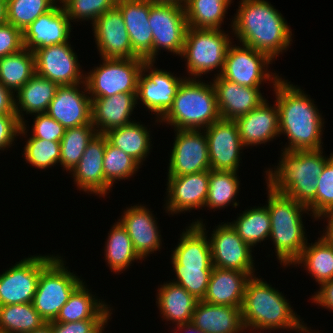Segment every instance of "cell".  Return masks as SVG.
I'll return each instance as SVG.
<instances>
[{
    "label": "cell",
    "instance_id": "23",
    "mask_svg": "<svg viewBox=\"0 0 333 333\" xmlns=\"http://www.w3.org/2000/svg\"><path fill=\"white\" fill-rule=\"evenodd\" d=\"M154 216L149 208L138 204L127 207L118 220L131 238L134 250L143 260L162 246L158 222Z\"/></svg>",
    "mask_w": 333,
    "mask_h": 333
},
{
    "label": "cell",
    "instance_id": "30",
    "mask_svg": "<svg viewBox=\"0 0 333 333\" xmlns=\"http://www.w3.org/2000/svg\"><path fill=\"white\" fill-rule=\"evenodd\" d=\"M251 276L247 273L213 267L203 301L215 305L242 307L245 288Z\"/></svg>",
    "mask_w": 333,
    "mask_h": 333
},
{
    "label": "cell",
    "instance_id": "44",
    "mask_svg": "<svg viewBox=\"0 0 333 333\" xmlns=\"http://www.w3.org/2000/svg\"><path fill=\"white\" fill-rule=\"evenodd\" d=\"M56 1V2H55ZM59 0H7L8 23L22 32Z\"/></svg>",
    "mask_w": 333,
    "mask_h": 333
},
{
    "label": "cell",
    "instance_id": "47",
    "mask_svg": "<svg viewBox=\"0 0 333 333\" xmlns=\"http://www.w3.org/2000/svg\"><path fill=\"white\" fill-rule=\"evenodd\" d=\"M59 2L71 22L91 20L92 24L107 10L115 7L117 0H60Z\"/></svg>",
    "mask_w": 333,
    "mask_h": 333
},
{
    "label": "cell",
    "instance_id": "34",
    "mask_svg": "<svg viewBox=\"0 0 333 333\" xmlns=\"http://www.w3.org/2000/svg\"><path fill=\"white\" fill-rule=\"evenodd\" d=\"M304 265L305 270L319 286L333 279V238L322 234L317 242L306 244L294 266Z\"/></svg>",
    "mask_w": 333,
    "mask_h": 333
},
{
    "label": "cell",
    "instance_id": "13",
    "mask_svg": "<svg viewBox=\"0 0 333 333\" xmlns=\"http://www.w3.org/2000/svg\"><path fill=\"white\" fill-rule=\"evenodd\" d=\"M155 62L145 61L139 76L136 98L147 110L154 113L157 124L172 106L176 92L185 79L154 66ZM148 73V74H146ZM159 119V120H158Z\"/></svg>",
    "mask_w": 333,
    "mask_h": 333
},
{
    "label": "cell",
    "instance_id": "36",
    "mask_svg": "<svg viewBox=\"0 0 333 333\" xmlns=\"http://www.w3.org/2000/svg\"><path fill=\"white\" fill-rule=\"evenodd\" d=\"M36 73L35 58L25 47L0 58V83L14 94Z\"/></svg>",
    "mask_w": 333,
    "mask_h": 333
},
{
    "label": "cell",
    "instance_id": "21",
    "mask_svg": "<svg viewBox=\"0 0 333 333\" xmlns=\"http://www.w3.org/2000/svg\"><path fill=\"white\" fill-rule=\"evenodd\" d=\"M106 139L104 134L97 133L87 145L78 164L71 170L79 191L105 197L112 188L106 181L103 170Z\"/></svg>",
    "mask_w": 333,
    "mask_h": 333
},
{
    "label": "cell",
    "instance_id": "51",
    "mask_svg": "<svg viewBox=\"0 0 333 333\" xmlns=\"http://www.w3.org/2000/svg\"><path fill=\"white\" fill-rule=\"evenodd\" d=\"M22 123L16 114H0V150L10 148L20 135Z\"/></svg>",
    "mask_w": 333,
    "mask_h": 333
},
{
    "label": "cell",
    "instance_id": "18",
    "mask_svg": "<svg viewBox=\"0 0 333 333\" xmlns=\"http://www.w3.org/2000/svg\"><path fill=\"white\" fill-rule=\"evenodd\" d=\"M92 24L100 58L131 59L138 57L132 51L124 18L117 6L107 10Z\"/></svg>",
    "mask_w": 333,
    "mask_h": 333
},
{
    "label": "cell",
    "instance_id": "10",
    "mask_svg": "<svg viewBox=\"0 0 333 333\" xmlns=\"http://www.w3.org/2000/svg\"><path fill=\"white\" fill-rule=\"evenodd\" d=\"M241 45L230 44L219 76L245 87L261 88L266 81L274 86L282 77L268 70L273 60L263 52Z\"/></svg>",
    "mask_w": 333,
    "mask_h": 333
},
{
    "label": "cell",
    "instance_id": "62",
    "mask_svg": "<svg viewBox=\"0 0 333 333\" xmlns=\"http://www.w3.org/2000/svg\"><path fill=\"white\" fill-rule=\"evenodd\" d=\"M309 328L305 325V323L297 330L301 333H310V331L308 330ZM313 333V332H311ZM318 333V332H317Z\"/></svg>",
    "mask_w": 333,
    "mask_h": 333
},
{
    "label": "cell",
    "instance_id": "15",
    "mask_svg": "<svg viewBox=\"0 0 333 333\" xmlns=\"http://www.w3.org/2000/svg\"><path fill=\"white\" fill-rule=\"evenodd\" d=\"M72 48L69 41L34 50L36 74L58 86L84 83L85 73Z\"/></svg>",
    "mask_w": 333,
    "mask_h": 333
},
{
    "label": "cell",
    "instance_id": "42",
    "mask_svg": "<svg viewBox=\"0 0 333 333\" xmlns=\"http://www.w3.org/2000/svg\"><path fill=\"white\" fill-rule=\"evenodd\" d=\"M97 134L93 124H86L78 127L68 128L60 141V165L63 169L71 170L80 161L84 150L90 141Z\"/></svg>",
    "mask_w": 333,
    "mask_h": 333
},
{
    "label": "cell",
    "instance_id": "54",
    "mask_svg": "<svg viewBox=\"0 0 333 333\" xmlns=\"http://www.w3.org/2000/svg\"><path fill=\"white\" fill-rule=\"evenodd\" d=\"M0 114H16L15 95L0 83Z\"/></svg>",
    "mask_w": 333,
    "mask_h": 333
},
{
    "label": "cell",
    "instance_id": "52",
    "mask_svg": "<svg viewBox=\"0 0 333 333\" xmlns=\"http://www.w3.org/2000/svg\"><path fill=\"white\" fill-rule=\"evenodd\" d=\"M100 320H81L74 322H48L53 333H87L89 332Z\"/></svg>",
    "mask_w": 333,
    "mask_h": 333
},
{
    "label": "cell",
    "instance_id": "9",
    "mask_svg": "<svg viewBox=\"0 0 333 333\" xmlns=\"http://www.w3.org/2000/svg\"><path fill=\"white\" fill-rule=\"evenodd\" d=\"M101 60L102 64L85 73V84L91 99L110 97L119 93H137L138 80L145 59L136 57L101 58Z\"/></svg>",
    "mask_w": 333,
    "mask_h": 333
},
{
    "label": "cell",
    "instance_id": "1",
    "mask_svg": "<svg viewBox=\"0 0 333 333\" xmlns=\"http://www.w3.org/2000/svg\"><path fill=\"white\" fill-rule=\"evenodd\" d=\"M281 78L274 86L276 105L279 110L280 135L285 134L286 151L320 150L324 120L314 100L297 85Z\"/></svg>",
    "mask_w": 333,
    "mask_h": 333
},
{
    "label": "cell",
    "instance_id": "45",
    "mask_svg": "<svg viewBox=\"0 0 333 333\" xmlns=\"http://www.w3.org/2000/svg\"><path fill=\"white\" fill-rule=\"evenodd\" d=\"M171 263L176 274L172 282L185 288L196 299L203 300L213 267H185L172 257Z\"/></svg>",
    "mask_w": 333,
    "mask_h": 333
},
{
    "label": "cell",
    "instance_id": "17",
    "mask_svg": "<svg viewBox=\"0 0 333 333\" xmlns=\"http://www.w3.org/2000/svg\"><path fill=\"white\" fill-rule=\"evenodd\" d=\"M212 170L238 172L241 151L245 147L234 120L220 119L204 129ZM241 158V159H240Z\"/></svg>",
    "mask_w": 333,
    "mask_h": 333
},
{
    "label": "cell",
    "instance_id": "29",
    "mask_svg": "<svg viewBox=\"0 0 333 333\" xmlns=\"http://www.w3.org/2000/svg\"><path fill=\"white\" fill-rule=\"evenodd\" d=\"M202 220L193 221L180 235V242L172 250V258L185 267H214L208 231Z\"/></svg>",
    "mask_w": 333,
    "mask_h": 333
},
{
    "label": "cell",
    "instance_id": "24",
    "mask_svg": "<svg viewBox=\"0 0 333 333\" xmlns=\"http://www.w3.org/2000/svg\"><path fill=\"white\" fill-rule=\"evenodd\" d=\"M130 37L132 51L140 58L153 62V32L149 25V0H117Z\"/></svg>",
    "mask_w": 333,
    "mask_h": 333
},
{
    "label": "cell",
    "instance_id": "46",
    "mask_svg": "<svg viewBox=\"0 0 333 333\" xmlns=\"http://www.w3.org/2000/svg\"><path fill=\"white\" fill-rule=\"evenodd\" d=\"M60 142L40 138H27L23 156L36 169L45 170L60 162Z\"/></svg>",
    "mask_w": 333,
    "mask_h": 333
},
{
    "label": "cell",
    "instance_id": "49",
    "mask_svg": "<svg viewBox=\"0 0 333 333\" xmlns=\"http://www.w3.org/2000/svg\"><path fill=\"white\" fill-rule=\"evenodd\" d=\"M31 136L29 138H40L47 141H61L65 128L50 117L47 113L34 114ZM33 134V135H32Z\"/></svg>",
    "mask_w": 333,
    "mask_h": 333
},
{
    "label": "cell",
    "instance_id": "32",
    "mask_svg": "<svg viewBox=\"0 0 333 333\" xmlns=\"http://www.w3.org/2000/svg\"><path fill=\"white\" fill-rule=\"evenodd\" d=\"M165 283L158 286L160 288L156 296L157 307L163 320L171 321L175 325L190 322L199 300L178 284L171 281Z\"/></svg>",
    "mask_w": 333,
    "mask_h": 333
},
{
    "label": "cell",
    "instance_id": "16",
    "mask_svg": "<svg viewBox=\"0 0 333 333\" xmlns=\"http://www.w3.org/2000/svg\"><path fill=\"white\" fill-rule=\"evenodd\" d=\"M223 223V224H222ZM213 229L209 237L212 265L223 269L236 270L255 276L252 248L245 243L227 222Z\"/></svg>",
    "mask_w": 333,
    "mask_h": 333
},
{
    "label": "cell",
    "instance_id": "28",
    "mask_svg": "<svg viewBox=\"0 0 333 333\" xmlns=\"http://www.w3.org/2000/svg\"><path fill=\"white\" fill-rule=\"evenodd\" d=\"M57 88L58 85L56 83L35 73L30 80L15 93V112L22 123L20 136L24 135L26 138L27 132L29 131L23 111L26 115L46 113Z\"/></svg>",
    "mask_w": 333,
    "mask_h": 333
},
{
    "label": "cell",
    "instance_id": "8",
    "mask_svg": "<svg viewBox=\"0 0 333 333\" xmlns=\"http://www.w3.org/2000/svg\"><path fill=\"white\" fill-rule=\"evenodd\" d=\"M64 263L63 257L56 255L40 273L32 304L46 323L56 319L72 292L83 282Z\"/></svg>",
    "mask_w": 333,
    "mask_h": 333
},
{
    "label": "cell",
    "instance_id": "39",
    "mask_svg": "<svg viewBox=\"0 0 333 333\" xmlns=\"http://www.w3.org/2000/svg\"><path fill=\"white\" fill-rule=\"evenodd\" d=\"M232 1L187 0L184 9L188 27L220 29Z\"/></svg>",
    "mask_w": 333,
    "mask_h": 333
},
{
    "label": "cell",
    "instance_id": "7",
    "mask_svg": "<svg viewBox=\"0 0 333 333\" xmlns=\"http://www.w3.org/2000/svg\"><path fill=\"white\" fill-rule=\"evenodd\" d=\"M230 34L221 29H196L188 27L181 58H185L187 73L191 78H198L205 74L222 72L228 47L232 43Z\"/></svg>",
    "mask_w": 333,
    "mask_h": 333
},
{
    "label": "cell",
    "instance_id": "22",
    "mask_svg": "<svg viewBox=\"0 0 333 333\" xmlns=\"http://www.w3.org/2000/svg\"><path fill=\"white\" fill-rule=\"evenodd\" d=\"M71 27V22L59 2L22 32L24 47L33 52L38 48L69 42Z\"/></svg>",
    "mask_w": 333,
    "mask_h": 333
},
{
    "label": "cell",
    "instance_id": "4",
    "mask_svg": "<svg viewBox=\"0 0 333 333\" xmlns=\"http://www.w3.org/2000/svg\"><path fill=\"white\" fill-rule=\"evenodd\" d=\"M260 277L246 285L241 307L244 330H297L304 324L286 297ZM249 328V329H248Z\"/></svg>",
    "mask_w": 333,
    "mask_h": 333
},
{
    "label": "cell",
    "instance_id": "43",
    "mask_svg": "<svg viewBox=\"0 0 333 333\" xmlns=\"http://www.w3.org/2000/svg\"><path fill=\"white\" fill-rule=\"evenodd\" d=\"M141 165L130 155L111 145L106 139L103 170L106 181L113 186L114 182L131 178Z\"/></svg>",
    "mask_w": 333,
    "mask_h": 333
},
{
    "label": "cell",
    "instance_id": "50",
    "mask_svg": "<svg viewBox=\"0 0 333 333\" xmlns=\"http://www.w3.org/2000/svg\"><path fill=\"white\" fill-rule=\"evenodd\" d=\"M24 48L22 31L12 24L0 26V58Z\"/></svg>",
    "mask_w": 333,
    "mask_h": 333
},
{
    "label": "cell",
    "instance_id": "14",
    "mask_svg": "<svg viewBox=\"0 0 333 333\" xmlns=\"http://www.w3.org/2000/svg\"><path fill=\"white\" fill-rule=\"evenodd\" d=\"M167 176H183L211 170L204 130H174Z\"/></svg>",
    "mask_w": 333,
    "mask_h": 333
},
{
    "label": "cell",
    "instance_id": "56",
    "mask_svg": "<svg viewBox=\"0 0 333 333\" xmlns=\"http://www.w3.org/2000/svg\"><path fill=\"white\" fill-rule=\"evenodd\" d=\"M176 326L173 327L174 330L178 328L180 332L182 331L181 329H183V331L185 330V333H205L204 331L200 330L197 326H195L191 321L183 324H178Z\"/></svg>",
    "mask_w": 333,
    "mask_h": 333
},
{
    "label": "cell",
    "instance_id": "53",
    "mask_svg": "<svg viewBox=\"0 0 333 333\" xmlns=\"http://www.w3.org/2000/svg\"><path fill=\"white\" fill-rule=\"evenodd\" d=\"M314 293L310 298L312 302L333 311V279L321 284Z\"/></svg>",
    "mask_w": 333,
    "mask_h": 333
},
{
    "label": "cell",
    "instance_id": "5",
    "mask_svg": "<svg viewBox=\"0 0 333 333\" xmlns=\"http://www.w3.org/2000/svg\"><path fill=\"white\" fill-rule=\"evenodd\" d=\"M266 188L268 189L266 207L271 221L269 239L273 241L280 264L288 267L301 256L308 244L302 218L303 213L310 215L309 209L293 198L275 192L268 185Z\"/></svg>",
    "mask_w": 333,
    "mask_h": 333
},
{
    "label": "cell",
    "instance_id": "27",
    "mask_svg": "<svg viewBox=\"0 0 333 333\" xmlns=\"http://www.w3.org/2000/svg\"><path fill=\"white\" fill-rule=\"evenodd\" d=\"M92 100V124L97 133L125 126L135 120L130 116L137 108L136 93H119L110 97L95 98ZM137 104V105H136Z\"/></svg>",
    "mask_w": 333,
    "mask_h": 333
},
{
    "label": "cell",
    "instance_id": "40",
    "mask_svg": "<svg viewBox=\"0 0 333 333\" xmlns=\"http://www.w3.org/2000/svg\"><path fill=\"white\" fill-rule=\"evenodd\" d=\"M237 177V172L235 171L211 169L205 207L220 210L232 204L233 207L237 208L239 202L235 198H237L240 189V181L238 180L239 177Z\"/></svg>",
    "mask_w": 333,
    "mask_h": 333
},
{
    "label": "cell",
    "instance_id": "19",
    "mask_svg": "<svg viewBox=\"0 0 333 333\" xmlns=\"http://www.w3.org/2000/svg\"><path fill=\"white\" fill-rule=\"evenodd\" d=\"M86 94L85 82L58 86L46 113L65 129L92 124V100Z\"/></svg>",
    "mask_w": 333,
    "mask_h": 333
},
{
    "label": "cell",
    "instance_id": "38",
    "mask_svg": "<svg viewBox=\"0 0 333 333\" xmlns=\"http://www.w3.org/2000/svg\"><path fill=\"white\" fill-rule=\"evenodd\" d=\"M228 223L251 248L269 239L271 221L266 205L247 209L236 220Z\"/></svg>",
    "mask_w": 333,
    "mask_h": 333
},
{
    "label": "cell",
    "instance_id": "26",
    "mask_svg": "<svg viewBox=\"0 0 333 333\" xmlns=\"http://www.w3.org/2000/svg\"><path fill=\"white\" fill-rule=\"evenodd\" d=\"M234 121L245 147L257 144L259 146L280 137L279 110L276 102L272 106L266 99L258 107Z\"/></svg>",
    "mask_w": 333,
    "mask_h": 333
},
{
    "label": "cell",
    "instance_id": "48",
    "mask_svg": "<svg viewBox=\"0 0 333 333\" xmlns=\"http://www.w3.org/2000/svg\"><path fill=\"white\" fill-rule=\"evenodd\" d=\"M317 181L316 220L333 208V157L325 164Z\"/></svg>",
    "mask_w": 333,
    "mask_h": 333
},
{
    "label": "cell",
    "instance_id": "58",
    "mask_svg": "<svg viewBox=\"0 0 333 333\" xmlns=\"http://www.w3.org/2000/svg\"><path fill=\"white\" fill-rule=\"evenodd\" d=\"M28 333H53L52 327L49 323H45L41 328L35 329Z\"/></svg>",
    "mask_w": 333,
    "mask_h": 333
},
{
    "label": "cell",
    "instance_id": "41",
    "mask_svg": "<svg viewBox=\"0 0 333 333\" xmlns=\"http://www.w3.org/2000/svg\"><path fill=\"white\" fill-rule=\"evenodd\" d=\"M45 323L32 303L0 306V333H28Z\"/></svg>",
    "mask_w": 333,
    "mask_h": 333
},
{
    "label": "cell",
    "instance_id": "35",
    "mask_svg": "<svg viewBox=\"0 0 333 333\" xmlns=\"http://www.w3.org/2000/svg\"><path fill=\"white\" fill-rule=\"evenodd\" d=\"M150 131L140 122L133 121L125 126L104 133L107 141L133 157L140 165L150 153Z\"/></svg>",
    "mask_w": 333,
    "mask_h": 333
},
{
    "label": "cell",
    "instance_id": "33",
    "mask_svg": "<svg viewBox=\"0 0 333 333\" xmlns=\"http://www.w3.org/2000/svg\"><path fill=\"white\" fill-rule=\"evenodd\" d=\"M108 306L107 303L93 296L84 281L72 292L54 321L101 320L112 309Z\"/></svg>",
    "mask_w": 333,
    "mask_h": 333
},
{
    "label": "cell",
    "instance_id": "2",
    "mask_svg": "<svg viewBox=\"0 0 333 333\" xmlns=\"http://www.w3.org/2000/svg\"><path fill=\"white\" fill-rule=\"evenodd\" d=\"M231 31L241 44L272 60L292 44V30L283 15L265 0H240Z\"/></svg>",
    "mask_w": 333,
    "mask_h": 333
},
{
    "label": "cell",
    "instance_id": "59",
    "mask_svg": "<svg viewBox=\"0 0 333 333\" xmlns=\"http://www.w3.org/2000/svg\"><path fill=\"white\" fill-rule=\"evenodd\" d=\"M152 3H171L184 6L187 0H149Z\"/></svg>",
    "mask_w": 333,
    "mask_h": 333
},
{
    "label": "cell",
    "instance_id": "3",
    "mask_svg": "<svg viewBox=\"0 0 333 333\" xmlns=\"http://www.w3.org/2000/svg\"><path fill=\"white\" fill-rule=\"evenodd\" d=\"M275 168L266 170V184L275 192L283 193L298 203L304 204L316 219V189L318 177L325 164L333 157L323 154V149L286 151Z\"/></svg>",
    "mask_w": 333,
    "mask_h": 333
},
{
    "label": "cell",
    "instance_id": "6",
    "mask_svg": "<svg viewBox=\"0 0 333 333\" xmlns=\"http://www.w3.org/2000/svg\"><path fill=\"white\" fill-rule=\"evenodd\" d=\"M188 78V79H187ZM214 87L200 79L185 77L180 84L172 106L159 123L174 126V130H204L220 120Z\"/></svg>",
    "mask_w": 333,
    "mask_h": 333
},
{
    "label": "cell",
    "instance_id": "12",
    "mask_svg": "<svg viewBox=\"0 0 333 333\" xmlns=\"http://www.w3.org/2000/svg\"><path fill=\"white\" fill-rule=\"evenodd\" d=\"M149 25L153 32V62L160 49L181 55L188 29L184 6L150 2Z\"/></svg>",
    "mask_w": 333,
    "mask_h": 333
},
{
    "label": "cell",
    "instance_id": "60",
    "mask_svg": "<svg viewBox=\"0 0 333 333\" xmlns=\"http://www.w3.org/2000/svg\"><path fill=\"white\" fill-rule=\"evenodd\" d=\"M325 218L327 220V225L326 227H333V208L328 211L322 219Z\"/></svg>",
    "mask_w": 333,
    "mask_h": 333
},
{
    "label": "cell",
    "instance_id": "57",
    "mask_svg": "<svg viewBox=\"0 0 333 333\" xmlns=\"http://www.w3.org/2000/svg\"><path fill=\"white\" fill-rule=\"evenodd\" d=\"M8 23L7 0H0V26Z\"/></svg>",
    "mask_w": 333,
    "mask_h": 333
},
{
    "label": "cell",
    "instance_id": "20",
    "mask_svg": "<svg viewBox=\"0 0 333 333\" xmlns=\"http://www.w3.org/2000/svg\"><path fill=\"white\" fill-rule=\"evenodd\" d=\"M210 170L183 176H167L166 213L201 209L205 207L209 190Z\"/></svg>",
    "mask_w": 333,
    "mask_h": 333
},
{
    "label": "cell",
    "instance_id": "25",
    "mask_svg": "<svg viewBox=\"0 0 333 333\" xmlns=\"http://www.w3.org/2000/svg\"><path fill=\"white\" fill-rule=\"evenodd\" d=\"M211 82L221 119L235 120L258 107L263 101L261 88L245 87L228 81L220 76H214Z\"/></svg>",
    "mask_w": 333,
    "mask_h": 333
},
{
    "label": "cell",
    "instance_id": "61",
    "mask_svg": "<svg viewBox=\"0 0 333 333\" xmlns=\"http://www.w3.org/2000/svg\"><path fill=\"white\" fill-rule=\"evenodd\" d=\"M323 234L333 238V227H326Z\"/></svg>",
    "mask_w": 333,
    "mask_h": 333
},
{
    "label": "cell",
    "instance_id": "55",
    "mask_svg": "<svg viewBox=\"0 0 333 333\" xmlns=\"http://www.w3.org/2000/svg\"><path fill=\"white\" fill-rule=\"evenodd\" d=\"M111 310L87 333H103L105 325L109 322L108 320L111 319Z\"/></svg>",
    "mask_w": 333,
    "mask_h": 333
},
{
    "label": "cell",
    "instance_id": "31",
    "mask_svg": "<svg viewBox=\"0 0 333 333\" xmlns=\"http://www.w3.org/2000/svg\"><path fill=\"white\" fill-rule=\"evenodd\" d=\"M191 322L207 333H241L244 331L241 307L215 305L199 300Z\"/></svg>",
    "mask_w": 333,
    "mask_h": 333
},
{
    "label": "cell",
    "instance_id": "37",
    "mask_svg": "<svg viewBox=\"0 0 333 333\" xmlns=\"http://www.w3.org/2000/svg\"><path fill=\"white\" fill-rule=\"evenodd\" d=\"M108 234L104 255L111 272L119 274L121 271L129 269L130 264L135 260L142 261L134 250L132 240L126 229L119 221L114 223Z\"/></svg>",
    "mask_w": 333,
    "mask_h": 333
},
{
    "label": "cell",
    "instance_id": "11",
    "mask_svg": "<svg viewBox=\"0 0 333 333\" xmlns=\"http://www.w3.org/2000/svg\"><path fill=\"white\" fill-rule=\"evenodd\" d=\"M55 255H31L0 274V306L32 303L42 269Z\"/></svg>",
    "mask_w": 333,
    "mask_h": 333
}]
</instances>
